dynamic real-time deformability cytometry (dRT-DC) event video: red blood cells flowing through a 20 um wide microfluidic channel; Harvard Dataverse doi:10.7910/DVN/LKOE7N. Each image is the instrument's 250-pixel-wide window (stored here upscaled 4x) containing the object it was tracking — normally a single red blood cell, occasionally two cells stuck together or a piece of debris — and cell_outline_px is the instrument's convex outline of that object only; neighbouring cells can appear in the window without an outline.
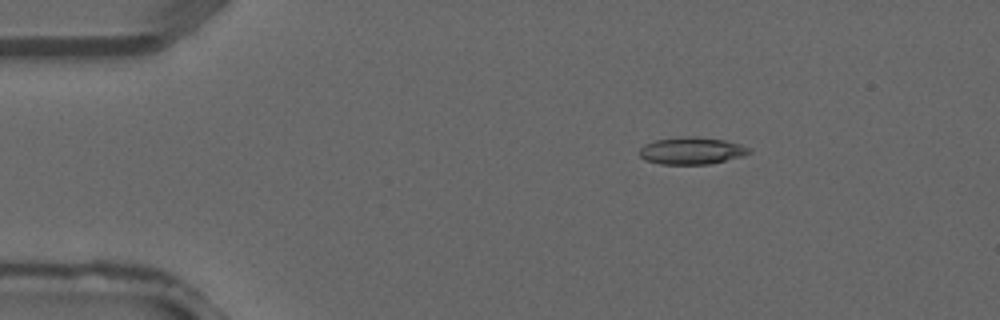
{"species": "common noctule bat (a hibernating species)", "species_latin": "Nyctalus noctula", "temperature_condition": "warm", "stored_images_in_passage": 3, "camera_frame_rate_fps": 3000, "um_per_image_px": 0.085, "animal": {"sex": "male", "forearm_length_mm": 52.5}, "frame": {"image": 1, "passage_image": 2, "time_ms": 0.333, "image_size_px": [1000, 320], "cell_outline_px": [[752, 152], [744, 156], [708, 164], [660, 164], [644, 160], [640, 156], [640, 148], [644, 144], [656, 140], [688, 136], [724, 140], [740, 144], [748, 148]], "centroid_in_image_um": [58.78, 12.82], "position_along_channel_um": 26.2, "area_um2": 17.17}}